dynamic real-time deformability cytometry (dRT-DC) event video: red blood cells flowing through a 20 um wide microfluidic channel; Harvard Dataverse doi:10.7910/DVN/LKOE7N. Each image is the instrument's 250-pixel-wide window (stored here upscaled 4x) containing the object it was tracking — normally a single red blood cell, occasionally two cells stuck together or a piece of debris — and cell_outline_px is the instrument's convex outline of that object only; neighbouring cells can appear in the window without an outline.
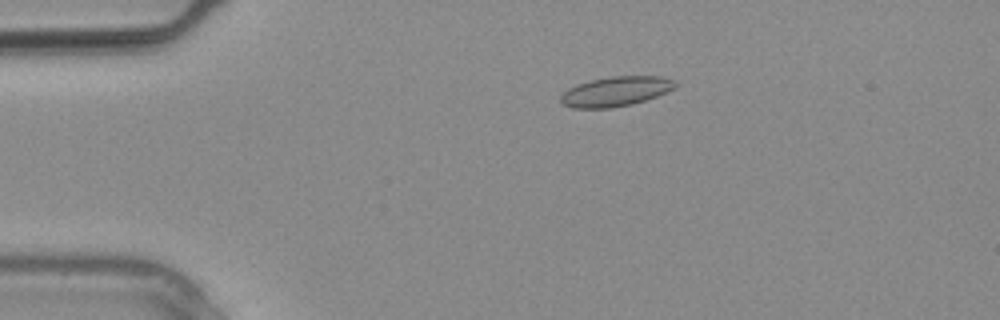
{"species": "common noctule bat (a hibernating species)", "species_latin": "Nyctalus noctula", "temperature_condition": "warm", "stored_images_in_passage": 18, "camera_frame_rate_fps": 3000, "um_per_image_px": 0.085, "animal": {"sex": "male", "body_mass_g": 20.4}, "frame": {"image": 1, "passage_image": 6, "time_ms": 1.667, "image_size_px": [1000, 320], "cell_outline_px": [[676, 88], [656, 96], [632, 104], [612, 108], [572, 108], [564, 104], [560, 100], [560, 96], [568, 88], [576, 84], [588, 80], [612, 76], [660, 76], [676, 80]], "centroid_in_image_um": [52.33, 7.76], "position_along_channel_um": 32.7, "area_um2": 19.94}}